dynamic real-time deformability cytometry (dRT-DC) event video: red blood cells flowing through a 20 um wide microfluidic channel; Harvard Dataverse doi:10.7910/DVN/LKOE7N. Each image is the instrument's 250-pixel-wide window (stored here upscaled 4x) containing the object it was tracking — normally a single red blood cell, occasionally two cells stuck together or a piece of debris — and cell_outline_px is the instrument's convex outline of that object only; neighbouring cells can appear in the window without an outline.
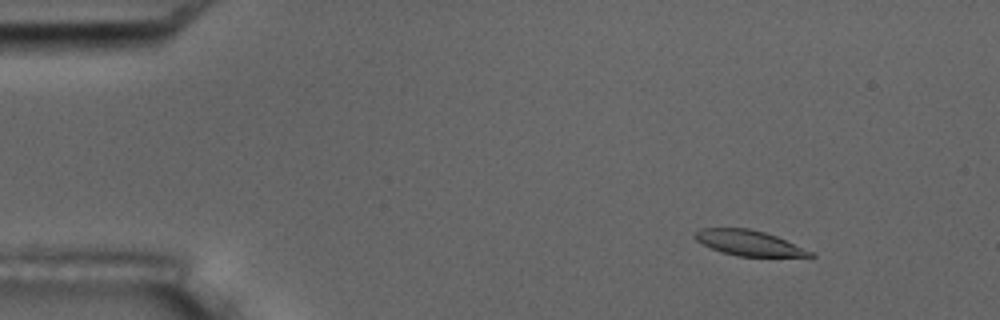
{"species": "common noctule bat (a hibernating species)", "species_latin": "Nyctalus noctula", "temperature_condition": "room temperature", "stored_images_in_passage": 6, "camera_frame_rate_fps": 3000, "um_per_image_px": 0.085, "animal": {"sex": "male", "body_mass_g": 17.5, "forearm_length_mm": 52.3}, "frame": {"image": 1, "passage_image": 3, "time_ms": 2.0, "image_size_px": [1000, 320], "cell_outline_px": [[816, 256], [736, 256], [720, 252], [696, 240], [692, 236], [700, 228], [748, 228], [764, 232], [776, 236], [812, 252]], "centroid_in_image_um": [63.59, 20.64], "position_along_channel_um": 21.4, "area_um2": 16.7}}
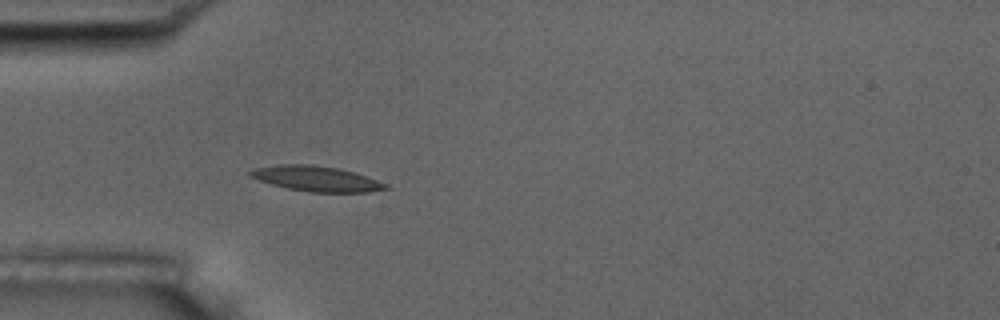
{"frame": {"image": 2, "passage_image": 6, "time_ms": 5.333, "image_size_px": [1000, 320], "cell_outline_px": [[388, 188], [368, 192], [308, 192], [288, 188], [272, 184], [248, 176], [248, 172], [256, 168], [280, 164], [312, 164], [340, 168], [388, 184]], "centroid_in_image_um": [26.87, 15.18], "position_along_channel_um": 58.1, "area_um2": 19.71}}